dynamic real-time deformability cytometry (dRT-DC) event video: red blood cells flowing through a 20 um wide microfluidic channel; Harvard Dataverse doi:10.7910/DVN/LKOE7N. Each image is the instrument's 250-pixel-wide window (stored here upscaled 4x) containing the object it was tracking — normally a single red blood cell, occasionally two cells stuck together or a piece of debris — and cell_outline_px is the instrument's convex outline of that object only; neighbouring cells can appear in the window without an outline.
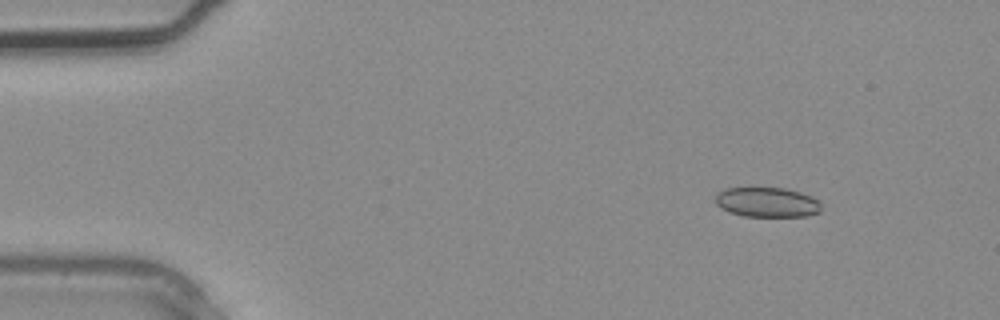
{"species": "common noctule bat (a hibernating species)", "species_latin": "Nyctalus noctula", "temperature_condition": "warm", "stored_images_in_passage": 4, "camera_frame_rate_fps": 3000, "um_per_image_px": 0.085, "animal": {"sex": "male", "body_mass_g": 20.4}, "frame": {"image": 1, "passage_image": 2, "time_ms": 0.333, "image_size_px": [1000, 320], "cell_outline_px": [[820, 212], [808, 216], [744, 216], [728, 212], [716, 204], [716, 196], [724, 188], [788, 188], [812, 196], [820, 200]], "centroid_in_image_um": [65.24, 17.19], "position_along_channel_um": 19.8, "area_um2": 18.44}}
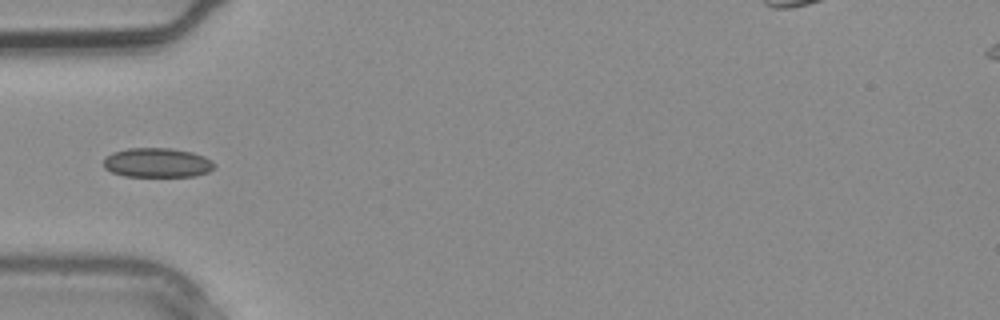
{"frame": {"image": 2, "passage_image": 4, "time_ms": 1.0, "image_size_px": [1000, 320], "cell_outline_px": [[216, 168], [208, 172], [196, 176], [124, 176], [112, 172], [104, 168], [104, 156], [112, 152], [128, 148], [172, 148], [192, 152], [204, 156], [212, 160], [216, 164]], "centroid_in_image_um": [13.38, 13.82], "position_along_channel_um": 71.6, "area_um2": 19.25}}